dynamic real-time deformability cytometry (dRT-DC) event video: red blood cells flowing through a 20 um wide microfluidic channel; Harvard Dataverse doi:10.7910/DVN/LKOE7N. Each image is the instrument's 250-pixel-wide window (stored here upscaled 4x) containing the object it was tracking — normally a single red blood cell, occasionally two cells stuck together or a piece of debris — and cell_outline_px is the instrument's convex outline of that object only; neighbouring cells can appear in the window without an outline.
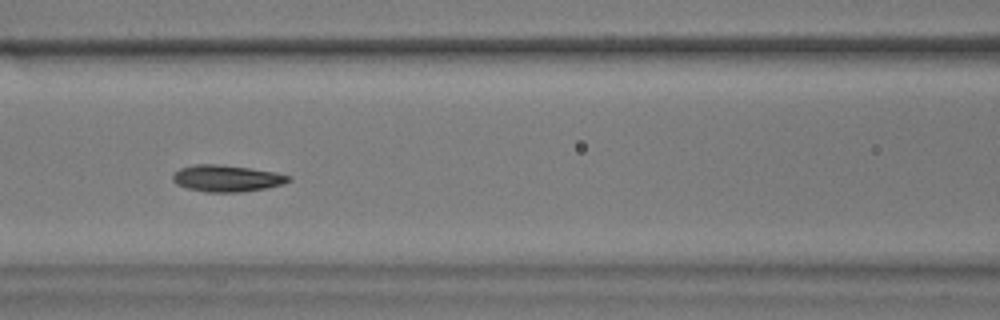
{"species": "common noctule bat (a hibernating species)", "species_latin": "Nyctalus noctula", "temperature_condition": "warm", "stored_images_in_passage": 31, "camera_frame_rate_fps": 3000, "um_per_image_px": 0.085, "animal": {"sex": "male", "body_mass_g": 17.9}, "frame": {"image": 1, "passage_image": 10, "time_ms": 3.0, "image_size_px": [1000, 320], "cell_outline_px": [[292, 180], [284, 184], [264, 188], [240, 192], [204, 192], [188, 188], [176, 184], [172, 180], [172, 172], [180, 168], [196, 164], [220, 164], [276, 172], [292, 176]], "centroid_in_image_um": [19.26, 15.15], "position_along_channel_um": 147.3, "area_um2": 18.09}, "authors_computed_cell_mechanics": {"area_um2": 17.9758, "velocity_mm_per_s": 3.537, "shape_relaxation_time_tau1_ms": 2.5963, "shape_relaxation_time_tau2_ms": 2.64, "deformation_change_tau1": 0.1381, "deformation_change_tau2": 0.0638}}